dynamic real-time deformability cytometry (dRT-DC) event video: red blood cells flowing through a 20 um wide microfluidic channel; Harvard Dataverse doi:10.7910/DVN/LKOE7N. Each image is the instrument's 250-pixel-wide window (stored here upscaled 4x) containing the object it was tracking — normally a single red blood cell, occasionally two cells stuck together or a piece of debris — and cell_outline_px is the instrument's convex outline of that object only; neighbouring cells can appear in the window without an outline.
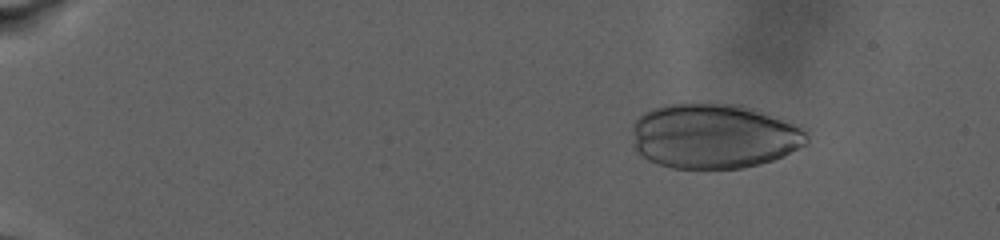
{"species": "human", "species_latin": "Homo sapiens", "temperature_condition": "warm", "stored_images_in_passage": 60, "camera_frame_rate_fps": 3000, "um_per_image_px": 0.085, "donor": {"sex": "male"}, "frame": {"image": 1, "passage_image": 24, "time_ms": 4.0, "image_size_px": [1000, 240], "cell_outline_px": [[808, 140], [804, 144], [784, 156], [760, 164], [744, 168], [672, 168], [648, 160], [640, 156], [636, 152], [632, 144], [632, 124], [644, 112], [652, 108], [668, 104], [740, 104], [756, 108], [804, 124], [808, 128]], "centroid_in_image_um": [60.74, 11.55], "position_along_channel_um": 24.3, "area_um2": 67.34}}
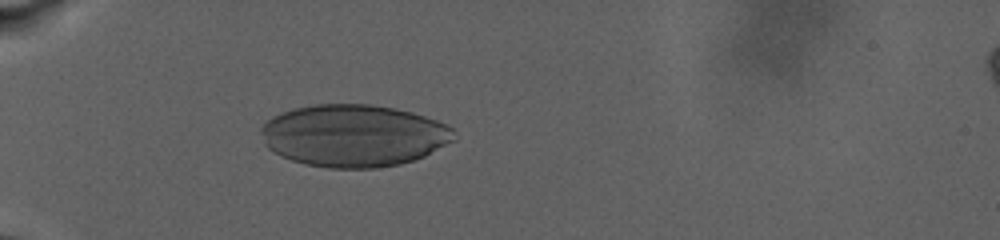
{"frame": {"image": 2, "passage_image": 58, "time_ms": 9.333, "image_size_px": [1000, 240], "cell_outline_px": [[456, 140], [424, 156], [400, 164], [376, 168], [328, 168], [304, 164], [280, 156], [272, 152], [264, 144], [260, 132], [260, 128], [272, 116], [292, 108], [316, 104], [368, 104], [392, 108], [412, 112], [436, 120], [452, 128], [456, 132]], "centroid_in_image_um": [30.04, 11.53], "position_along_channel_um": 55.0, "area_um2": 70.28}}